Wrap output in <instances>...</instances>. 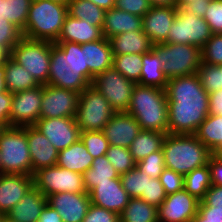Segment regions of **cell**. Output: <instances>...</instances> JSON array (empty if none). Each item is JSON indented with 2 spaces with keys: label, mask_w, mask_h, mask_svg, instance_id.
<instances>
[{
  "label": "cell",
  "mask_w": 222,
  "mask_h": 222,
  "mask_svg": "<svg viewBox=\"0 0 222 222\" xmlns=\"http://www.w3.org/2000/svg\"><path fill=\"white\" fill-rule=\"evenodd\" d=\"M33 186V176L1 173L0 213L7 214Z\"/></svg>",
  "instance_id": "44dd1931"
},
{
  "label": "cell",
  "mask_w": 222,
  "mask_h": 222,
  "mask_svg": "<svg viewBox=\"0 0 222 222\" xmlns=\"http://www.w3.org/2000/svg\"><path fill=\"white\" fill-rule=\"evenodd\" d=\"M204 20L212 34H222V0H210Z\"/></svg>",
  "instance_id": "bcb514c9"
},
{
  "label": "cell",
  "mask_w": 222,
  "mask_h": 222,
  "mask_svg": "<svg viewBox=\"0 0 222 222\" xmlns=\"http://www.w3.org/2000/svg\"><path fill=\"white\" fill-rule=\"evenodd\" d=\"M142 62V72L138 84L165 90L168 79L164 75L163 64L157 53L151 49L148 53L143 54Z\"/></svg>",
  "instance_id": "f546056e"
},
{
  "label": "cell",
  "mask_w": 222,
  "mask_h": 222,
  "mask_svg": "<svg viewBox=\"0 0 222 222\" xmlns=\"http://www.w3.org/2000/svg\"><path fill=\"white\" fill-rule=\"evenodd\" d=\"M33 184L45 197L63 192L87 193L81 173L57 165L35 171Z\"/></svg>",
  "instance_id": "30bf717a"
},
{
  "label": "cell",
  "mask_w": 222,
  "mask_h": 222,
  "mask_svg": "<svg viewBox=\"0 0 222 222\" xmlns=\"http://www.w3.org/2000/svg\"><path fill=\"white\" fill-rule=\"evenodd\" d=\"M123 189L128 193L130 198L147 197L148 175L140 171L137 167L120 175Z\"/></svg>",
  "instance_id": "f35d334b"
},
{
  "label": "cell",
  "mask_w": 222,
  "mask_h": 222,
  "mask_svg": "<svg viewBox=\"0 0 222 222\" xmlns=\"http://www.w3.org/2000/svg\"><path fill=\"white\" fill-rule=\"evenodd\" d=\"M93 159L79 139L59 152L57 166L83 174L92 166Z\"/></svg>",
  "instance_id": "83f0119b"
},
{
  "label": "cell",
  "mask_w": 222,
  "mask_h": 222,
  "mask_svg": "<svg viewBox=\"0 0 222 222\" xmlns=\"http://www.w3.org/2000/svg\"><path fill=\"white\" fill-rule=\"evenodd\" d=\"M210 0H193L183 7V9L187 12H190L198 17L204 18L207 7L209 5Z\"/></svg>",
  "instance_id": "9f6ffc18"
},
{
  "label": "cell",
  "mask_w": 222,
  "mask_h": 222,
  "mask_svg": "<svg viewBox=\"0 0 222 222\" xmlns=\"http://www.w3.org/2000/svg\"><path fill=\"white\" fill-rule=\"evenodd\" d=\"M12 99L13 97L10 92H0V123L4 127H9Z\"/></svg>",
  "instance_id": "f5cc1de1"
},
{
  "label": "cell",
  "mask_w": 222,
  "mask_h": 222,
  "mask_svg": "<svg viewBox=\"0 0 222 222\" xmlns=\"http://www.w3.org/2000/svg\"><path fill=\"white\" fill-rule=\"evenodd\" d=\"M10 56V53L3 48L2 46H0V66H3V64L5 63L6 59Z\"/></svg>",
  "instance_id": "be15d7a7"
},
{
  "label": "cell",
  "mask_w": 222,
  "mask_h": 222,
  "mask_svg": "<svg viewBox=\"0 0 222 222\" xmlns=\"http://www.w3.org/2000/svg\"><path fill=\"white\" fill-rule=\"evenodd\" d=\"M32 1L33 0H2L0 5V20L5 19L23 31Z\"/></svg>",
  "instance_id": "d590c367"
},
{
  "label": "cell",
  "mask_w": 222,
  "mask_h": 222,
  "mask_svg": "<svg viewBox=\"0 0 222 222\" xmlns=\"http://www.w3.org/2000/svg\"><path fill=\"white\" fill-rule=\"evenodd\" d=\"M103 38L102 28L67 15L56 42L89 43Z\"/></svg>",
  "instance_id": "603a6c76"
},
{
  "label": "cell",
  "mask_w": 222,
  "mask_h": 222,
  "mask_svg": "<svg viewBox=\"0 0 222 222\" xmlns=\"http://www.w3.org/2000/svg\"><path fill=\"white\" fill-rule=\"evenodd\" d=\"M80 93L43 85L40 118L75 117Z\"/></svg>",
  "instance_id": "5bb4252c"
},
{
  "label": "cell",
  "mask_w": 222,
  "mask_h": 222,
  "mask_svg": "<svg viewBox=\"0 0 222 222\" xmlns=\"http://www.w3.org/2000/svg\"><path fill=\"white\" fill-rule=\"evenodd\" d=\"M52 42L22 38L10 57L31 74L40 85H48Z\"/></svg>",
  "instance_id": "ba28073f"
},
{
  "label": "cell",
  "mask_w": 222,
  "mask_h": 222,
  "mask_svg": "<svg viewBox=\"0 0 222 222\" xmlns=\"http://www.w3.org/2000/svg\"><path fill=\"white\" fill-rule=\"evenodd\" d=\"M95 5L101 7L103 10L108 11L115 6V0H89Z\"/></svg>",
  "instance_id": "91938a15"
},
{
  "label": "cell",
  "mask_w": 222,
  "mask_h": 222,
  "mask_svg": "<svg viewBox=\"0 0 222 222\" xmlns=\"http://www.w3.org/2000/svg\"><path fill=\"white\" fill-rule=\"evenodd\" d=\"M166 195L176 193L184 189V176L165 168L159 177Z\"/></svg>",
  "instance_id": "7dc6e473"
},
{
  "label": "cell",
  "mask_w": 222,
  "mask_h": 222,
  "mask_svg": "<svg viewBox=\"0 0 222 222\" xmlns=\"http://www.w3.org/2000/svg\"><path fill=\"white\" fill-rule=\"evenodd\" d=\"M165 90L168 134H195L209 114V94L198 74L169 79Z\"/></svg>",
  "instance_id": "6da1fadb"
},
{
  "label": "cell",
  "mask_w": 222,
  "mask_h": 222,
  "mask_svg": "<svg viewBox=\"0 0 222 222\" xmlns=\"http://www.w3.org/2000/svg\"><path fill=\"white\" fill-rule=\"evenodd\" d=\"M84 51L85 67L94 75L113 67V52L109 39L103 37L100 40L81 44Z\"/></svg>",
  "instance_id": "cb8c5ba5"
},
{
  "label": "cell",
  "mask_w": 222,
  "mask_h": 222,
  "mask_svg": "<svg viewBox=\"0 0 222 222\" xmlns=\"http://www.w3.org/2000/svg\"><path fill=\"white\" fill-rule=\"evenodd\" d=\"M45 135L58 152L80 139L75 117L39 118L34 125Z\"/></svg>",
  "instance_id": "9a60e30c"
},
{
  "label": "cell",
  "mask_w": 222,
  "mask_h": 222,
  "mask_svg": "<svg viewBox=\"0 0 222 222\" xmlns=\"http://www.w3.org/2000/svg\"><path fill=\"white\" fill-rule=\"evenodd\" d=\"M80 140L93 158L104 156L109 148V141L103 131L80 132Z\"/></svg>",
  "instance_id": "60d3db41"
},
{
  "label": "cell",
  "mask_w": 222,
  "mask_h": 222,
  "mask_svg": "<svg viewBox=\"0 0 222 222\" xmlns=\"http://www.w3.org/2000/svg\"><path fill=\"white\" fill-rule=\"evenodd\" d=\"M136 167L145 172L150 178H159L165 169L164 154L162 149L149 154L136 163Z\"/></svg>",
  "instance_id": "ee69618b"
},
{
  "label": "cell",
  "mask_w": 222,
  "mask_h": 222,
  "mask_svg": "<svg viewBox=\"0 0 222 222\" xmlns=\"http://www.w3.org/2000/svg\"><path fill=\"white\" fill-rule=\"evenodd\" d=\"M0 167L3 174L32 176L27 126H9L0 131Z\"/></svg>",
  "instance_id": "8992f818"
},
{
  "label": "cell",
  "mask_w": 222,
  "mask_h": 222,
  "mask_svg": "<svg viewBox=\"0 0 222 222\" xmlns=\"http://www.w3.org/2000/svg\"><path fill=\"white\" fill-rule=\"evenodd\" d=\"M113 55L145 54L148 53L153 44L143 31H131L120 33L109 38Z\"/></svg>",
  "instance_id": "4316f807"
},
{
  "label": "cell",
  "mask_w": 222,
  "mask_h": 222,
  "mask_svg": "<svg viewBox=\"0 0 222 222\" xmlns=\"http://www.w3.org/2000/svg\"><path fill=\"white\" fill-rule=\"evenodd\" d=\"M199 200L185 189L166 195L158 207L159 222H191L198 212Z\"/></svg>",
  "instance_id": "2e32d148"
},
{
  "label": "cell",
  "mask_w": 222,
  "mask_h": 222,
  "mask_svg": "<svg viewBox=\"0 0 222 222\" xmlns=\"http://www.w3.org/2000/svg\"><path fill=\"white\" fill-rule=\"evenodd\" d=\"M152 7H176V0H149Z\"/></svg>",
  "instance_id": "94428289"
},
{
  "label": "cell",
  "mask_w": 222,
  "mask_h": 222,
  "mask_svg": "<svg viewBox=\"0 0 222 222\" xmlns=\"http://www.w3.org/2000/svg\"><path fill=\"white\" fill-rule=\"evenodd\" d=\"M94 77L85 67L81 44L52 42L48 85L82 93Z\"/></svg>",
  "instance_id": "7a4b0ae2"
},
{
  "label": "cell",
  "mask_w": 222,
  "mask_h": 222,
  "mask_svg": "<svg viewBox=\"0 0 222 222\" xmlns=\"http://www.w3.org/2000/svg\"><path fill=\"white\" fill-rule=\"evenodd\" d=\"M37 222H63V220L54 208L46 204Z\"/></svg>",
  "instance_id": "680465c9"
},
{
  "label": "cell",
  "mask_w": 222,
  "mask_h": 222,
  "mask_svg": "<svg viewBox=\"0 0 222 222\" xmlns=\"http://www.w3.org/2000/svg\"><path fill=\"white\" fill-rule=\"evenodd\" d=\"M163 64L167 79L197 73L202 63L201 49L190 44L160 43L153 45Z\"/></svg>",
  "instance_id": "52a82bcc"
},
{
  "label": "cell",
  "mask_w": 222,
  "mask_h": 222,
  "mask_svg": "<svg viewBox=\"0 0 222 222\" xmlns=\"http://www.w3.org/2000/svg\"><path fill=\"white\" fill-rule=\"evenodd\" d=\"M6 214H3V213H0V222H3V219H4V216H5Z\"/></svg>",
  "instance_id": "89a4df30"
},
{
  "label": "cell",
  "mask_w": 222,
  "mask_h": 222,
  "mask_svg": "<svg viewBox=\"0 0 222 222\" xmlns=\"http://www.w3.org/2000/svg\"><path fill=\"white\" fill-rule=\"evenodd\" d=\"M142 17L112 8L105 12L103 37L109 39L120 33L143 31Z\"/></svg>",
  "instance_id": "d4e9b609"
},
{
  "label": "cell",
  "mask_w": 222,
  "mask_h": 222,
  "mask_svg": "<svg viewBox=\"0 0 222 222\" xmlns=\"http://www.w3.org/2000/svg\"><path fill=\"white\" fill-rule=\"evenodd\" d=\"M162 151L165 168L182 176L207 165L213 154L194 134H166Z\"/></svg>",
  "instance_id": "277c9868"
},
{
  "label": "cell",
  "mask_w": 222,
  "mask_h": 222,
  "mask_svg": "<svg viewBox=\"0 0 222 222\" xmlns=\"http://www.w3.org/2000/svg\"><path fill=\"white\" fill-rule=\"evenodd\" d=\"M63 222H82L91 204L89 193H56L47 197Z\"/></svg>",
  "instance_id": "e0dca14e"
},
{
  "label": "cell",
  "mask_w": 222,
  "mask_h": 222,
  "mask_svg": "<svg viewBox=\"0 0 222 222\" xmlns=\"http://www.w3.org/2000/svg\"><path fill=\"white\" fill-rule=\"evenodd\" d=\"M27 140L32 162V176L39 169L57 165L59 152L34 126H27Z\"/></svg>",
  "instance_id": "7402d4cb"
},
{
  "label": "cell",
  "mask_w": 222,
  "mask_h": 222,
  "mask_svg": "<svg viewBox=\"0 0 222 222\" xmlns=\"http://www.w3.org/2000/svg\"><path fill=\"white\" fill-rule=\"evenodd\" d=\"M67 15V4L51 0H33L22 35L30 40L55 43Z\"/></svg>",
  "instance_id": "5b68a950"
},
{
  "label": "cell",
  "mask_w": 222,
  "mask_h": 222,
  "mask_svg": "<svg viewBox=\"0 0 222 222\" xmlns=\"http://www.w3.org/2000/svg\"><path fill=\"white\" fill-rule=\"evenodd\" d=\"M209 114L222 116V89L209 94Z\"/></svg>",
  "instance_id": "6f0895ef"
},
{
  "label": "cell",
  "mask_w": 222,
  "mask_h": 222,
  "mask_svg": "<svg viewBox=\"0 0 222 222\" xmlns=\"http://www.w3.org/2000/svg\"><path fill=\"white\" fill-rule=\"evenodd\" d=\"M105 156L119 175L136 167V162L128 148L109 145Z\"/></svg>",
  "instance_id": "ab89813d"
},
{
  "label": "cell",
  "mask_w": 222,
  "mask_h": 222,
  "mask_svg": "<svg viewBox=\"0 0 222 222\" xmlns=\"http://www.w3.org/2000/svg\"><path fill=\"white\" fill-rule=\"evenodd\" d=\"M137 120L127 112H116L105 125L103 133L109 145L128 148L141 131Z\"/></svg>",
  "instance_id": "d6986e66"
},
{
  "label": "cell",
  "mask_w": 222,
  "mask_h": 222,
  "mask_svg": "<svg viewBox=\"0 0 222 222\" xmlns=\"http://www.w3.org/2000/svg\"><path fill=\"white\" fill-rule=\"evenodd\" d=\"M201 202L206 206L222 209V186L212 185Z\"/></svg>",
  "instance_id": "db71d44e"
},
{
  "label": "cell",
  "mask_w": 222,
  "mask_h": 222,
  "mask_svg": "<svg viewBox=\"0 0 222 222\" xmlns=\"http://www.w3.org/2000/svg\"><path fill=\"white\" fill-rule=\"evenodd\" d=\"M212 153L222 146V116L210 115L194 134Z\"/></svg>",
  "instance_id": "836d02e7"
},
{
  "label": "cell",
  "mask_w": 222,
  "mask_h": 222,
  "mask_svg": "<svg viewBox=\"0 0 222 222\" xmlns=\"http://www.w3.org/2000/svg\"><path fill=\"white\" fill-rule=\"evenodd\" d=\"M9 126H34L40 118L43 85L12 94Z\"/></svg>",
  "instance_id": "4fadbf2b"
},
{
  "label": "cell",
  "mask_w": 222,
  "mask_h": 222,
  "mask_svg": "<svg viewBox=\"0 0 222 222\" xmlns=\"http://www.w3.org/2000/svg\"><path fill=\"white\" fill-rule=\"evenodd\" d=\"M119 218L120 222H159L158 207L141 198H130Z\"/></svg>",
  "instance_id": "d6a6232c"
},
{
  "label": "cell",
  "mask_w": 222,
  "mask_h": 222,
  "mask_svg": "<svg viewBox=\"0 0 222 222\" xmlns=\"http://www.w3.org/2000/svg\"><path fill=\"white\" fill-rule=\"evenodd\" d=\"M165 136L166 133L141 130L129 147L135 162L141 161L155 151H160Z\"/></svg>",
  "instance_id": "4dcf8cb0"
},
{
  "label": "cell",
  "mask_w": 222,
  "mask_h": 222,
  "mask_svg": "<svg viewBox=\"0 0 222 222\" xmlns=\"http://www.w3.org/2000/svg\"><path fill=\"white\" fill-rule=\"evenodd\" d=\"M51 1H56V2L63 3V4H68L69 3V0H51Z\"/></svg>",
  "instance_id": "a7ac6f4b"
},
{
  "label": "cell",
  "mask_w": 222,
  "mask_h": 222,
  "mask_svg": "<svg viewBox=\"0 0 222 222\" xmlns=\"http://www.w3.org/2000/svg\"><path fill=\"white\" fill-rule=\"evenodd\" d=\"M4 128V126L0 123V131Z\"/></svg>",
  "instance_id": "8c879c8a"
},
{
  "label": "cell",
  "mask_w": 222,
  "mask_h": 222,
  "mask_svg": "<svg viewBox=\"0 0 222 222\" xmlns=\"http://www.w3.org/2000/svg\"><path fill=\"white\" fill-rule=\"evenodd\" d=\"M202 63L222 65V34H212L201 49Z\"/></svg>",
  "instance_id": "7bdbcfd3"
},
{
  "label": "cell",
  "mask_w": 222,
  "mask_h": 222,
  "mask_svg": "<svg viewBox=\"0 0 222 222\" xmlns=\"http://www.w3.org/2000/svg\"><path fill=\"white\" fill-rule=\"evenodd\" d=\"M166 198L164 187L160 183L159 178H150L148 176L147 197L145 202L159 207Z\"/></svg>",
  "instance_id": "f907efd6"
},
{
  "label": "cell",
  "mask_w": 222,
  "mask_h": 222,
  "mask_svg": "<svg viewBox=\"0 0 222 222\" xmlns=\"http://www.w3.org/2000/svg\"><path fill=\"white\" fill-rule=\"evenodd\" d=\"M127 113L142 130L168 134V99L166 90L135 84Z\"/></svg>",
  "instance_id": "3957f363"
},
{
  "label": "cell",
  "mask_w": 222,
  "mask_h": 222,
  "mask_svg": "<svg viewBox=\"0 0 222 222\" xmlns=\"http://www.w3.org/2000/svg\"><path fill=\"white\" fill-rule=\"evenodd\" d=\"M142 56L143 54L113 55V68L138 84L142 72Z\"/></svg>",
  "instance_id": "74e56055"
},
{
  "label": "cell",
  "mask_w": 222,
  "mask_h": 222,
  "mask_svg": "<svg viewBox=\"0 0 222 222\" xmlns=\"http://www.w3.org/2000/svg\"><path fill=\"white\" fill-rule=\"evenodd\" d=\"M191 222H222V209L206 206L199 201L198 212Z\"/></svg>",
  "instance_id": "816d5d0a"
},
{
  "label": "cell",
  "mask_w": 222,
  "mask_h": 222,
  "mask_svg": "<svg viewBox=\"0 0 222 222\" xmlns=\"http://www.w3.org/2000/svg\"><path fill=\"white\" fill-rule=\"evenodd\" d=\"M68 15L85 20L94 26L103 27L105 10L89 0H69Z\"/></svg>",
  "instance_id": "e575fe53"
},
{
  "label": "cell",
  "mask_w": 222,
  "mask_h": 222,
  "mask_svg": "<svg viewBox=\"0 0 222 222\" xmlns=\"http://www.w3.org/2000/svg\"><path fill=\"white\" fill-rule=\"evenodd\" d=\"M82 222H120L119 214L90 204Z\"/></svg>",
  "instance_id": "c3c4849f"
},
{
  "label": "cell",
  "mask_w": 222,
  "mask_h": 222,
  "mask_svg": "<svg viewBox=\"0 0 222 222\" xmlns=\"http://www.w3.org/2000/svg\"><path fill=\"white\" fill-rule=\"evenodd\" d=\"M115 113L107 99L95 87L89 85L80 93L75 119L81 132L103 131Z\"/></svg>",
  "instance_id": "9c48e42d"
},
{
  "label": "cell",
  "mask_w": 222,
  "mask_h": 222,
  "mask_svg": "<svg viewBox=\"0 0 222 222\" xmlns=\"http://www.w3.org/2000/svg\"><path fill=\"white\" fill-rule=\"evenodd\" d=\"M193 0H176V8L181 9Z\"/></svg>",
  "instance_id": "e7e4bbea"
},
{
  "label": "cell",
  "mask_w": 222,
  "mask_h": 222,
  "mask_svg": "<svg viewBox=\"0 0 222 222\" xmlns=\"http://www.w3.org/2000/svg\"><path fill=\"white\" fill-rule=\"evenodd\" d=\"M82 176L87 193L96 187L98 183L110 182V179L120 177L105 155L94 158L92 166Z\"/></svg>",
  "instance_id": "1f68e13d"
},
{
  "label": "cell",
  "mask_w": 222,
  "mask_h": 222,
  "mask_svg": "<svg viewBox=\"0 0 222 222\" xmlns=\"http://www.w3.org/2000/svg\"><path fill=\"white\" fill-rule=\"evenodd\" d=\"M149 0H115L114 8L143 17L150 9Z\"/></svg>",
  "instance_id": "681fc988"
},
{
  "label": "cell",
  "mask_w": 222,
  "mask_h": 222,
  "mask_svg": "<svg viewBox=\"0 0 222 222\" xmlns=\"http://www.w3.org/2000/svg\"><path fill=\"white\" fill-rule=\"evenodd\" d=\"M220 72H221V78H222V65H220Z\"/></svg>",
  "instance_id": "2644e50d"
},
{
  "label": "cell",
  "mask_w": 222,
  "mask_h": 222,
  "mask_svg": "<svg viewBox=\"0 0 222 222\" xmlns=\"http://www.w3.org/2000/svg\"><path fill=\"white\" fill-rule=\"evenodd\" d=\"M3 222H18V221H14L12 220L10 217H8L7 215L4 216Z\"/></svg>",
  "instance_id": "003e7915"
},
{
  "label": "cell",
  "mask_w": 222,
  "mask_h": 222,
  "mask_svg": "<svg viewBox=\"0 0 222 222\" xmlns=\"http://www.w3.org/2000/svg\"><path fill=\"white\" fill-rule=\"evenodd\" d=\"M109 102L116 112H127L135 83L113 67L99 73L91 84Z\"/></svg>",
  "instance_id": "7c38bea8"
},
{
  "label": "cell",
  "mask_w": 222,
  "mask_h": 222,
  "mask_svg": "<svg viewBox=\"0 0 222 222\" xmlns=\"http://www.w3.org/2000/svg\"><path fill=\"white\" fill-rule=\"evenodd\" d=\"M210 26L202 17H198L183 8L177 14L164 43L190 44L202 49L211 38Z\"/></svg>",
  "instance_id": "8fae6325"
},
{
  "label": "cell",
  "mask_w": 222,
  "mask_h": 222,
  "mask_svg": "<svg viewBox=\"0 0 222 222\" xmlns=\"http://www.w3.org/2000/svg\"><path fill=\"white\" fill-rule=\"evenodd\" d=\"M46 204L47 197L33 186L6 215L18 222H37Z\"/></svg>",
  "instance_id": "484cf974"
},
{
  "label": "cell",
  "mask_w": 222,
  "mask_h": 222,
  "mask_svg": "<svg viewBox=\"0 0 222 222\" xmlns=\"http://www.w3.org/2000/svg\"><path fill=\"white\" fill-rule=\"evenodd\" d=\"M93 205L102 207L120 215L129 202V195L123 189L121 179L113 178L110 182L98 183L90 192Z\"/></svg>",
  "instance_id": "ac0fdd59"
},
{
  "label": "cell",
  "mask_w": 222,
  "mask_h": 222,
  "mask_svg": "<svg viewBox=\"0 0 222 222\" xmlns=\"http://www.w3.org/2000/svg\"><path fill=\"white\" fill-rule=\"evenodd\" d=\"M210 169L211 184L222 186V161L212 154L208 160Z\"/></svg>",
  "instance_id": "11a10c76"
},
{
  "label": "cell",
  "mask_w": 222,
  "mask_h": 222,
  "mask_svg": "<svg viewBox=\"0 0 222 222\" xmlns=\"http://www.w3.org/2000/svg\"><path fill=\"white\" fill-rule=\"evenodd\" d=\"M202 87L208 94L222 89L220 66L201 63L197 71Z\"/></svg>",
  "instance_id": "b9f144b4"
},
{
  "label": "cell",
  "mask_w": 222,
  "mask_h": 222,
  "mask_svg": "<svg viewBox=\"0 0 222 222\" xmlns=\"http://www.w3.org/2000/svg\"><path fill=\"white\" fill-rule=\"evenodd\" d=\"M7 91L6 83H5V75H4V69L2 66H0V92Z\"/></svg>",
  "instance_id": "6125c7cd"
},
{
  "label": "cell",
  "mask_w": 222,
  "mask_h": 222,
  "mask_svg": "<svg viewBox=\"0 0 222 222\" xmlns=\"http://www.w3.org/2000/svg\"><path fill=\"white\" fill-rule=\"evenodd\" d=\"M218 159L222 161V146L213 153Z\"/></svg>",
  "instance_id": "03108f58"
},
{
  "label": "cell",
  "mask_w": 222,
  "mask_h": 222,
  "mask_svg": "<svg viewBox=\"0 0 222 222\" xmlns=\"http://www.w3.org/2000/svg\"><path fill=\"white\" fill-rule=\"evenodd\" d=\"M212 186L208 164L192 170L184 176V189L201 201Z\"/></svg>",
  "instance_id": "8d00e7d4"
},
{
  "label": "cell",
  "mask_w": 222,
  "mask_h": 222,
  "mask_svg": "<svg viewBox=\"0 0 222 222\" xmlns=\"http://www.w3.org/2000/svg\"><path fill=\"white\" fill-rule=\"evenodd\" d=\"M177 14L176 7L156 6L142 17L143 32L153 45L164 43Z\"/></svg>",
  "instance_id": "ffe728a7"
},
{
  "label": "cell",
  "mask_w": 222,
  "mask_h": 222,
  "mask_svg": "<svg viewBox=\"0 0 222 222\" xmlns=\"http://www.w3.org/2000/svg\"><path fill=\"white\" fill-rule=\"evenodd\" d=\"M7 91L11 94L39 86L35 78L10 56L3 64Z\"/></svg>",
  "instance_id": "f1b7e54d"
},
{
  "label": "cell",
  "mask_w": 222,
  "mask_h": 222,
  "mask_svg": "<svg viewBox=\"0 0 222 222\" xmlns=\"http://www.w3.org/2000/svg\"><path fill=\"white\" fill-rule=\"evenodd\" d=\"M22 38V31L18 27L5 19L0 20V46L10 53Z\"/></svg>",
  "instance_id": "f6af8a7d"
}]
</instances>
